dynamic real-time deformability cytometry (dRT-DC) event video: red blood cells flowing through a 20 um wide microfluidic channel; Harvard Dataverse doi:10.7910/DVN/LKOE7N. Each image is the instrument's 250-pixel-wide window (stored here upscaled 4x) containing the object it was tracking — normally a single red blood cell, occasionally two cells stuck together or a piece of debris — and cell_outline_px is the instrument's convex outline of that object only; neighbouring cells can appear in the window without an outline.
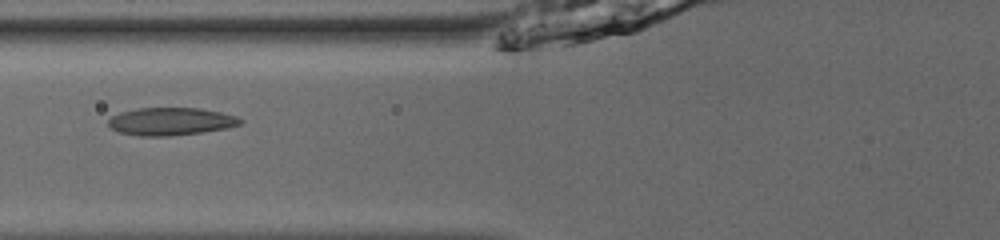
{"species": "common noctule bat (a hibernating species)", "species_latin": "Nyctalus noctula", "temperature_condition": "room temperature", "stored_images_in_passage": 19, "camera_frame_rate_fps": 3000, "um_per_image_px": 0.085, "animal": {"sex": "male", "body_mass_g": 13.0, "forearm_length_mm": 53.1}, "frame": {"image": 1, "passage_image": 6, "time_ms": 1.667, "image_size_px": [1000, 240], "cell_outline_px": [[244, 120], [240, 124], [224, 128], [200, 132], [168, 136], [140, 136], [120, 132], [112, 128], [108, 124], [108, 120], [112, 116], [120, 112], [140, 108], [200, 108], [220, 112], [236, 116]], "centroid_in_image_um": [14.5, 10.31], "position_along_channel_um": 111.3, "area_um2": 21.04}}
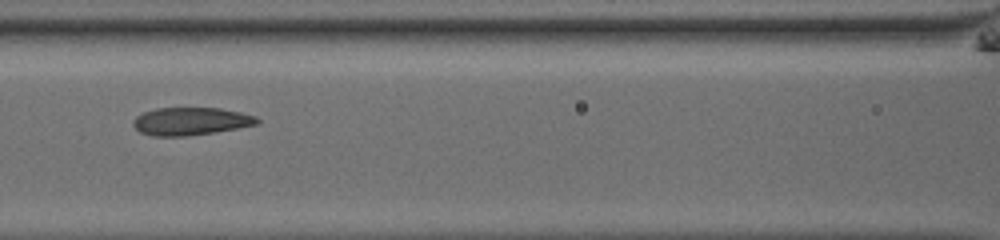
{"frame": {"image": 2, "passage_image": 9, "time_ms": 2.667, "image_size_px": [1000, 240], "cell_outline_px": [[260, 124], [216, 132], [188, 136], [152, 136], [140, 132], [132, 124], [132, 120], [136, 116], [144, 112], [156, 108], [220, 108], [240, 112], [256, 116], [260, 120]], "centroid_in_image_um": [16.23, 10.31], "position_along_channel_um": 150.4, "area_um2": 20.23}}